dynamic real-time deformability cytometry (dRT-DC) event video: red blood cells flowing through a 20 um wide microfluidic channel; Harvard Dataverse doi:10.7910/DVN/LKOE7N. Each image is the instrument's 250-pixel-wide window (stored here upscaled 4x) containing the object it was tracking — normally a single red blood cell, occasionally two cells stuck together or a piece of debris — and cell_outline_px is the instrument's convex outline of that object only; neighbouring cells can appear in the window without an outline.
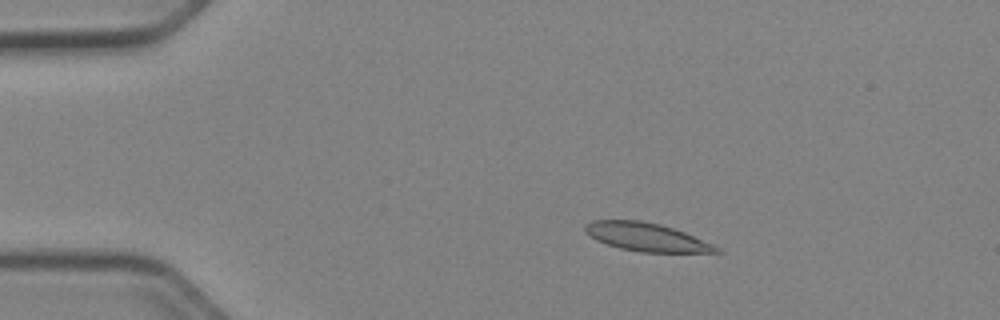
{"species": "Egyptian fruit bat (a non-hibernating species)", "species_latin": "Rousettus aegyptiacus", "temperature_condition": "cold", "stored_images_in_passage": 43, "camera_frame_rate_fps": 3000, "um_per_image_px": 0.085, "animal": {"sex": "female"}, "frame": {"image": 1, "passage_image": 1, "time_ms": 0.0, "image_size_px": [1000, 320], "cell_outline_px": [[724, 252], [640, 252], [620, 248], [596, 240], [584, 232], [584, 224], [592, 220], [640, 220], [660, 224], [684, 232], [712, 244], [720, 248]], "centroid_in_image_um": [54.9, 20.14], "position_along_channel_um": 30.1, "area_um2": 21.5}}
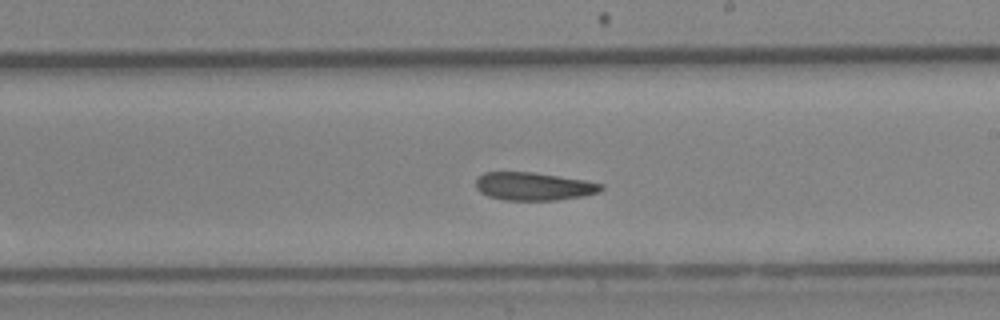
{"frame": {"image": 2, "passage_image": 22, "time_ms": 7.0, "image_size_px": [1000, 320], "cell_outline_px": [[604, 188], [600, 192], [584, 196], [556, 200], [504, 200], [488, 196], [480, 192], [476, 188], [476, 180], [484, 172], [532, 172], [584, 180], [604, 184]], "centroid_in_image_um": [45.38, 15.84], "position_along_channel_um": 243.6, "area_um2": 20.46}}
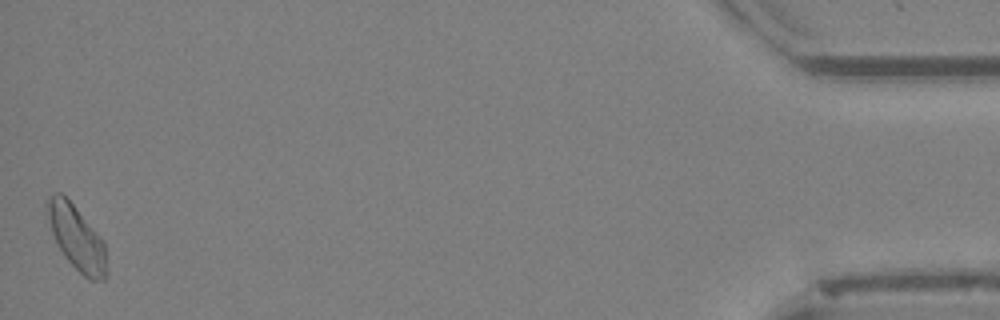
{"frame": {"image": 3, "passage_image": 43, "time_ms": 14.0, "image_size_px": [1000, 320], "cell_outline_px": [[104, 280], [88, 280], [64, 256], [52, 232], [48, 216], [48, 200], [56, 192], [60, 192], [72, 204], [104, 240]], "centroid_in_image_um": [6.51, 20.22], "position_along_channel_um": 428.7, "area_um2": 21.1}}